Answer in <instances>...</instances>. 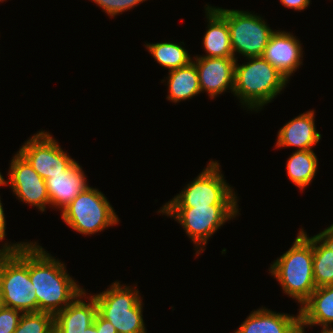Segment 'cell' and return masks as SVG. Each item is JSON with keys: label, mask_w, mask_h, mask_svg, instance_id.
Listing matches in <instances>:
<instances>
[{"label": "cell", "mask_w": 333, "mask_h": 333, "mask_svg": "<svg viewBox=\"0 0 333 333\" xmlns=\"http://www.w3.org/2000/svg\"><path fill=\"white\" fill-rule=\"evenodd\" d=\"M29 276L37 297V312L56 315L85 289L77 284L64 262L36 242H29Z\"/></svg>", "instance_id": "6da1fadb"}, {"label": "cell", "mask_w": 333, "mask_h": 333, "mask_svg": "<svg viewBox=\"0 0 333 333\" xmlns=\"http://www.w3.org/2000/svg\"><path fill=\"white\" fill-rule=\"evenodd\" d=\"M245 59L248 62L242 65L236 60L233 95L243 108L258 112L281 94L290 80L263 57Z\"/></svg>", "instance_id": "7a4b0ae2"}, {"label": "cell", "mask_w": 333, "mask_h": 333, "mask_svg": "<svg viewBox=\"0 0 333 333\" xmlns=\"http://www.w3.org/2000/svg\"><path fill=\"white\" fill-rule=\"evenodd\" d=\"M6 242L0 246V290L4 306L23 313L37 312V297L29 276V242Z\"/></svg>", "instance_id": "3957f363"}, {"label": "cell", "mask_w": 333, "mask_h": 333, "mask_svg": "<svg viewBox=\"0 0 333 333\" xmlns=\"http://www.w3.org/2000/svg\"><path fill=\"white\" fill-rule=\"evenodd\" d=\"M269 273L282 291L301 306L316 289L312 242L299 231L289 250L270 265Z\"/></svg>", "instance_id": "277c9868"}, {"label": "cell", "mask_w": 333, "mask_h": 333, "mask_svg": "<svg viewBox=\"0 0 333 333\" xmlns=\"http://www.w3.org/2000/svg\"><path fill=\"white\" fill-rule=\"evenodd\" d=\"M105 291L92 295L97 312L115 327L117 333H147L143 301L139 290L115 281Z\"/></svg>", "instance_id": "5b68a950"}, {"label": "cell", "mask_w": 333, "mask_h": 333, "mask_svg": "<svg viewBox=\"0 0 333 333\" xmlns=\"http://www.w3.org/2000/svg\"><path fill=\"white\" fill-rule=\"evenodd\" d=\"M239 205L161 207L158 213L173 217L195 244L196 257L205 251L209 238L227 221L240 214ZM198 249V250H197Z\"/></svg>", "instance_id": "8992f818"}, {"label": "cell", "mask_w": 333, "mask_h": 333, "mask_svg": "<svg viewBox=\"0 0 333 333\" xmlns=\"http://www.w3.org/2000/svg\"><path fill=\"white\" fill-rule=\"evenodd\" d=\"M220 163L210 160L206 168L162 207H202L210 205H238L234 188L221 173ZM231 186V187H230Z\"/></svg>", "instance_id": "52a82bcc"}, {"label": "cell", "mask_w": 333, "mask_h": 333, "mask_svg": "<svg viewBox=\"0 0 333 333\" xmlns=\"http://www.w3.org/2000/svg\"><path fill=\"white\" fill-rule=\"evenodd\" d=\"M61 218L76 232L89 236L119 222L107 197L90 186L61 211Z\"/></svg>", "instance_id": "ba28073f"}, {"label": "cell", "mask_w": 333, "mask_h": 333, "mask_svg": "<svg viewBox=\"0 0 333 333\" xmlns=\"http://www.w3.org/2000/svg\"><path fill=\"white\" fill-rule=\"evenodd\" d=\"M212 7L227 21L234 58L237 60V53L245 58L262 57L275 33L263 17L251 11Z\"/></svg>", "instance_id": "9c48e42d"}, {"label": "cell", "mask_w": 333, "mask_h": 333, "mask_svg": "<svg viewBox=\"0 0 333 333\" xmlns=\"http://www.w3.org/2000/svg\"><path fill=\"white\" fill-rule=\"evenodd\" d=\"M18 152L44 180L62 174L75 162L57 140L43 130L28 138Z\"/></svg>", "instance_id": "30bf717a"}, {"label": "cell", "mask_w": 333, "mask_h": 333, "mask_svg": "<svg viewBox=\"0 0 333 333\" xmlns=\"http://www.w3.org/2000/svg\"><path fill=\"white\" fill-rule=\"evenodd\" d=\"M12 158L8 181L2 177V186L9 185L18 200L44 212L50 205L45 180L18 151Z\"/></svg>", "instance_id": "8fae6325"}, {"label": "cell", "mask_w": 333, "mask_h": 333, "mask_svg": "<svg viewBox=\"0 0 333 333\" xmlns=\"http://www.w3.org/2000/svg\"><path fill=\"white\" fill-rule=\"evenodd\" d=\"M197 68L201 92H206L211 99L223 92L234 89L235 63L234 57H193Z\"/></svg>", "instance_id": "7c38bea8"}, {"label": "cell", "mask_w": 333, "mask_h": 333, "mask_svg": "<svg viewBox=\"0 0 333 333\" xmlns=\"http://www.w3.org/2000/svg\"><path fill=\"white\" fill-rule=\"evenodd\" d=\"M301 45L300 40L293 33L276 30L262 57L290 80V76L303 65L304 51Z\"/></svg>", "instance_id": "4fadbf2b"}, {"label": "cell", "mask_w": 333, "mask_h": 333, "mask_svg": "<svg viewBox=\"0 0 333 333\" xmlns=\"http://www.w3.org/2000/svg\"><path fill=\"white\" fill-rule=\"evenodd\" d=\"M82 166L75 161L62 174L50 176L46 179V186L50 198V206L54 209L63 210L89 185Z\"/></svg>", "instance_id": "5bb4252c"}, {"label": "cell", "mask_w": 333, "mask_h": 333, "mask_svg": "<svg viewBox=\"0 0 333 333\" xmlns=\"http://www.w3.org/2000/svg\"><path fill=\"white\" fill-rule=\"evenodd\" d=\"M88 294L84 290L54 316V333H85V329L93 324L97 303L95 298Z\"/></svg>", "instance_id": "9a60e30c"}, {"label": "cell", "mask_w": 333, "mask_h": 333, "mask_svg": "<svg viewBox=\"0 0 333 333\" xmlns=\"http://www.w3.org/2000/svg\"><path fill=\"white\" fill-rule=\"evenodd\" d=\"M315 110H310L291 119L280 128L276 148L297 147L296 150H311L321 140L315 126Z\"/></svg>", "instance_id": "2e32d148"}, {"label": "cell", "mask_w": 333, "mask_h": 333, "mask_svg": "<svg viewBox=\"0 0 333 333\" xmlns=\"http://www.w3.org/2000/svg\"><path fill=\"white\" fill-rule=\"evenodd\" d=\"M300 313H277L266 307L252 311L234 333H297Z\"/></svg>", "instance_id": "e0dca14e"}, {"label": "cell", "mask_w": 333, "mask_h": 333, "mask_svg": "<svg viewBox=\"0 0 333 333\" xmlns=\"http://www.w3.org/2000/svg\"><path fill=\"white\" fill-rule=\"evenodd\" d=\"M300 231L313 245V276L316 288L333 285V231L327 227L311 237L303 228Z\"/></svg>", "instance_id": "ac0fdd59"}, {"label": "cell", "mask_w": 333, "mask_h": 333, "mask_svg": "<svg viewBox=\"0 0 333 333\" xmlns=\"http://www.w3.org/2000/svg\"><path fill=\"white\" fill-rule=\"evenodd\" d=\"M207 30L203 36V57H234L227 21L210 5L205 6Z\"/></svg>", "instance_id": "d6986e66"}, {"label": "cell", "mask_w": 333, "mask_h": 333, "mask_svg": "<svg viewBox=\"0 0 333 333\" xmlns=\"http://www.w3.org/2000/svg\"><path fill=\"white\" fill-rule=\"evenodd\" d=\"M300 324L305 327L333 325V285L317 287L300 306Z\"/></svg>", "instance_id": "ffe728a7"}, {"label": "cell", "mask_w": 333, "mask_h": 333, "mask_svg": "<svg viewBox=\"0 0 333 333\" xmlns=\"http://www.w3.org/2000/svg\"><path fill=\"white\" fill-rule=\"evenodd\" d=\"M166 79L169 93L166 99L173 103L192 99L201 93L197 68L193 61L169 71Z\"/></svg>", "instance_id": "44dd1931"}, {"label": "cell", "mask_w": 333, "mask_h": 333, "mask_svg": "<svg viewBox=\"0 0 333 333\" xmlns=\"http://www.w3.org/2000/svg\"><path fill=\"white\" fill-rule=\"evenodd\" d=\"M318 165L313 149L295 150L286 162L287 175L296 187L304 191L315 178Z\"/></svg>", "instance_id": "7402d4cb"}, {"label": "cell", "mask_w": 333, "mask_h": 333, "mask_svg": "<svg viewBox=\"0 0 333 333\" xmlns=\"http://www.w3.org/2000/svg\"><path fill=\"white\" fill-rule=\"evenodd\" d=\"M145 47L155 61L160 66L168 68V71L181 68L193 60L181 43L177 44L169 41L154 44L146 43Z\"/></svg>", "instance_id": "603a6c76"}, {"label": "cell", "mask_w": 333, "mask_h": 333, "mask_svg": "<svg viewBox=\"0 0 333 333\" xmlns=\"http://www.w3.org/2000/svg\"><path fill=\"white\" fill-rule=\"evenodd\" d=\"M14 333H54V315L46 312L23 313Z\"/></svg>", "instance_id": "cb8c5ba5"}, {"label": "cell", "mask_w": 333, "mask_h": 333, "mask_svg": "<svg viewBox=\"0 0 333 333\" xmlns=\"http://www.w3.org/2000/svg\"><path fill=\"white\" fill-rule=\"evenodd\" d=\"M103 9L110 18L131 10L147 0H91Z\"/></svg>", "instance_id": "d4e9b609"}, {"label": "cell", "mask_w": 333, "mask_h": 333, "mask_svg": "<svg viewBox=\"0 0 333 333\" xmlns=\"http://www.w3.org/2000/svg\"><path fill=\"white\" fill-rule=\"evenodd\" d=\"M22 314L20 310L5 306L0 309V333H14Z\"/></svg>", "instance_id": "484cf974"}, {"label": "cell", "mask_w": 333, "mask_h": 333, "mask_svg": "<svg viewBox=\"0 0 333 333\" xmlns=\"http://www.w3.org/2000/svg\"><path fill=\"white\" fill-rule=\"evenodd\" d=\"M85 333H117V331L110 321L97 312L93 324L85 329Z\"/></svg>", "instance_id": "4316f807"}, {"label": "cell", "mask_w": 333, "mask_h": 333, "mask_svg": "<svg viewBox=\"0 0 333 333\" xmlns=\"http://www.w3.org/2000/svg\"><path fill=\"white\" fill-rule=\"evenodd\" d=\"M310 1L311 0H280L281 4L285 7L300 12L308 8Z\"/></svg>", "instance_id": "83f0119b"}, {"label": "cell", "mask_w": 333, "mask_h": 333, "mask_svg": "<svg viewBox=\"0 0 333 333\" xmlns=\"http://www.w3.org/2000/svg\"><path fill=\"white\" fill-rule=\"evenodd\" d=\"M0 198V242H2L6 237V220H5V213L3 209V204L1 203Z\"/></svg>", "instance_id": "f1b7e54d"}, {"label": "cell", "mask_w": 333, "mask_h": 333, "mask_svg": "<svg viewBox=\"0 0 333 333\" xmlns=\"http://www.w3.org/2000/svg\"><path fill=\"white\" fill-rule=\"evenodd\" d=\"M305 325L299 324L298 332L297 333H305ZM322 331L320 333H333V326L330 327H321Z\"/></svg>", "instance_id": "f546056e"}, {"label": "cell", "mask_w": 333, "mask_h": 333, "mask_svg": "<svg viewBox=\"0 0 333 333\" xmlns=\"http://www.w3.org/2000/svg\"><path fill=\"white\" fill-rule=\"evenodd\" d=\"M3 307H4L3 297H2L1 290H0V309H2Z\"/></svg>", "instance_id": "4dcf8cb0"}, {"label": "cell", "mask_w": 333, "mask_h": 333, "mask_svg": "<svg viewBox=\"0 0 333 333\" xmlns=\"http://www.w3.org/2000/svg\"><path fill=\"white\" fill-rule=\"evenodd\" d=\"M2 177H3V175L0 172V186H2Z\"/></svg>", "instance_id": "1f68e13d"}, {"label": "cell", "mask_w": 333, "mask_h": 333, "mask_svg": "<svg viewBox=\"0 0 333 333\" xmlns=\"http://www.w3.org/2000/svg\"><path fill=\"white\" fill-rule=\"evenodd\" d=\"M329 228L333 231V224H331V225L329 226Z\"/></svg>", "instance_id": "d6a6232c"}]
</instances>
